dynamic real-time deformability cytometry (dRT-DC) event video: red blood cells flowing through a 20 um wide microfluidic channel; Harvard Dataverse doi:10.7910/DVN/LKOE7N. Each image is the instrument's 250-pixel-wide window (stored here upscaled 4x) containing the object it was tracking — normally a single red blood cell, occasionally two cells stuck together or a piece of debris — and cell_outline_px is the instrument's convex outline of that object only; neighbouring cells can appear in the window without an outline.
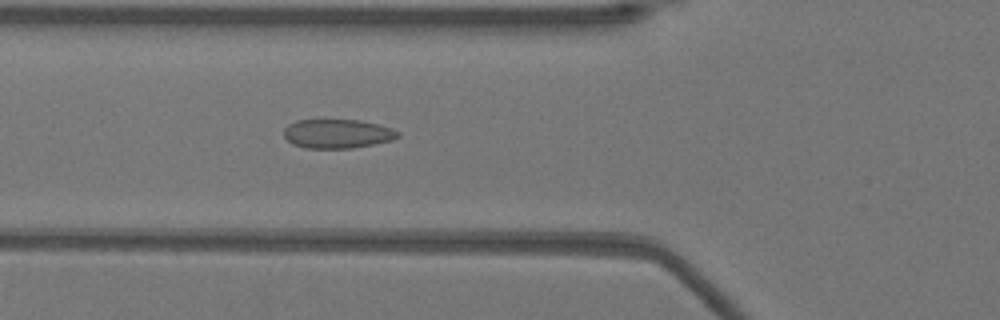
{"species": "Egyptian fruit bat (a non-hibernating species)", "species_latin": "Rousettus aegyptiacus", "temperature_condition": "warm", "stored_images_in_passage": 51, "camera_frame_rate_fps": 3000, "um_per_image_px": 0.085, "animal": {"sex": "female"}, "frame": {"image": 1, "passage_image": 18, "time_ms": 5.667, "image_size_px": [1000, 320], "cell_outline_px": [[400, 136], [392, 140], [352, 148], [304, 148], [292, 144], [284, 136], [284, 128], [288, 124], [296, 120], [360, 120], [392, 128], [400, 132]], "centroid_in_image_um": [28.66, 11.36], "position_along_channel_um": 97.1, "area_um2": 19.31}}
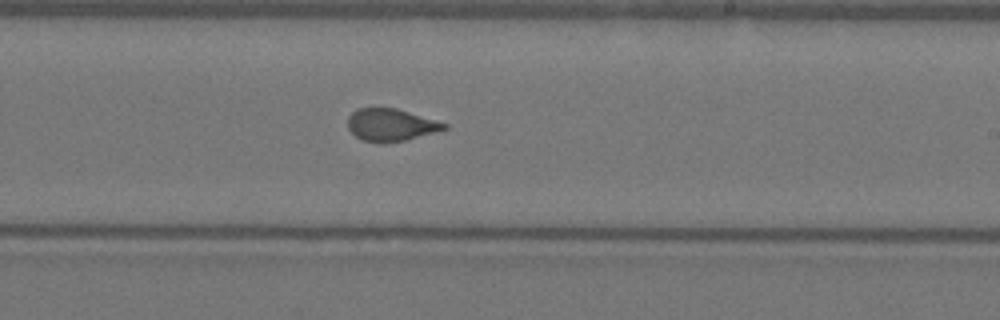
{"frame": {"image": 2, "passage_image": 30, "time_ms": 9.667, "image_size_px": [1000, 320], "cell_outline_px": [[448, 128], [436, 132], [404, 140], [384, 144], [380, 144], [360, 140], [348, 128], [348, 116], [356, 108], [396, 108], [448, 124]], "centroid_in_image_um": [33.19, 10.63], "position_along_channel_um": 255.8, "area_um2": 18.26}}
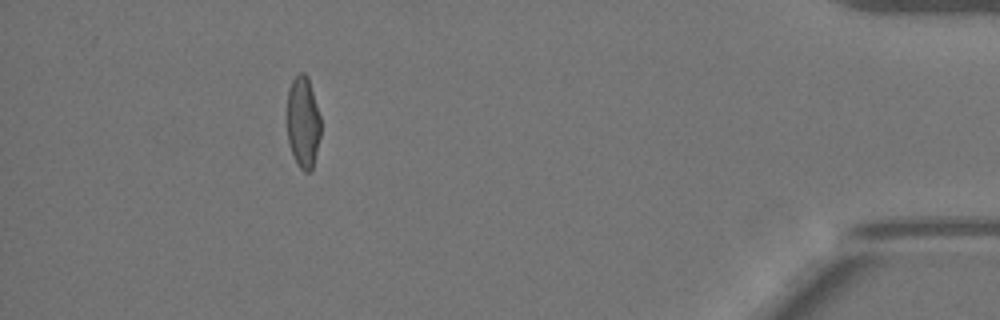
{"frame": {"image": 3, "passage_image": 46, "time_ms": 15.0, "image_size_px": [1000, 320], "cell_outline_px": [[320, 136], [312, 168], [308, 172], [304, 172], [296, 164], [288, 140], [288, 88], [292, 80], [300, 72], [304, 72], [308, 76], [320, 116]], "centroid_in_image_um": [25.76, 10.37], "position_along_channel_um": 409.4, "area_um2": 17.8}}